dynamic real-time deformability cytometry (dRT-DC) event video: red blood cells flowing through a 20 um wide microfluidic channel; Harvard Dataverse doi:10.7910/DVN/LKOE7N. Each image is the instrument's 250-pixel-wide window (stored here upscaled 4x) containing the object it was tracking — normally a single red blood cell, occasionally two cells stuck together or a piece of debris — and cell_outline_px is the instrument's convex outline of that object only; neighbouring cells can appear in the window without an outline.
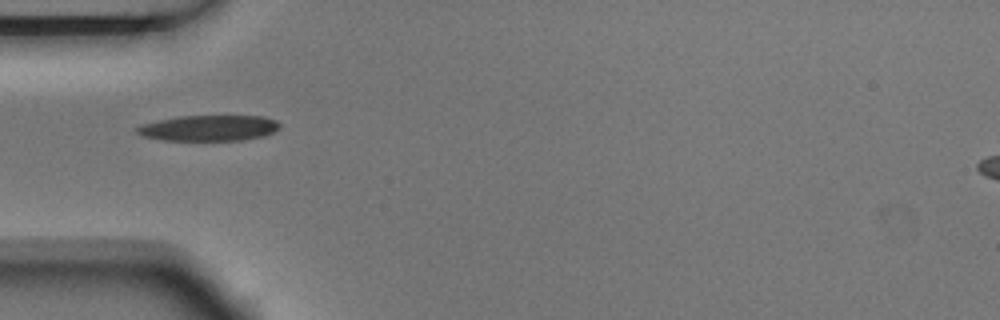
{"species": "Egyptian fruit bat (a non-hibernating species)", "species_latin": "Rousettus aegyptiacus", "temperature_condition": "room temperature", "stored_images_in_passage": 6, "camera_frame_rate_fps": 3000, "um_per_image_px": 0.085, "animal": {"sex": "male"}, "frame": {"image": 1, "passage_image": 1, "time_ms": 0.0, "image_size_px": [1000, 320], "cell_outline_px": [[280, 128], [264, 136], [240, 140], [164, 140], [144, 136], [136, 132], [136, 128], [140, 124], [176, 116], [264, 116], [276, 120], [280, 124]], "centroid_in_image_um": [17.75, 10.87], "position_along_channel_um": 67.2, "area_um2": 21.39}}
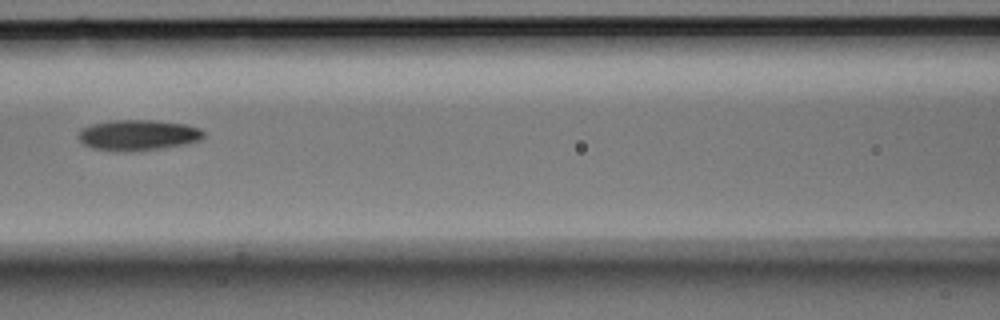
{"frame": {"image": 2, "passage_image": 3, "time_ms": 0.667, "image_size_px": [1000, 320], "cell_outline_px": [[204, 136], [200, 140], [184, 144], [160, 148], [124, 152], [116, 152], [92, 148], [84, 144], [76, 136], [80, 128], [92, 124], [112, 120], [152, 120], [184, 124], [200, 128], [204, 132]], "centroid_in_image_um": [11.68, 11.48], "position_along_channel_um": 154.9, "area_um2": 22.48}}
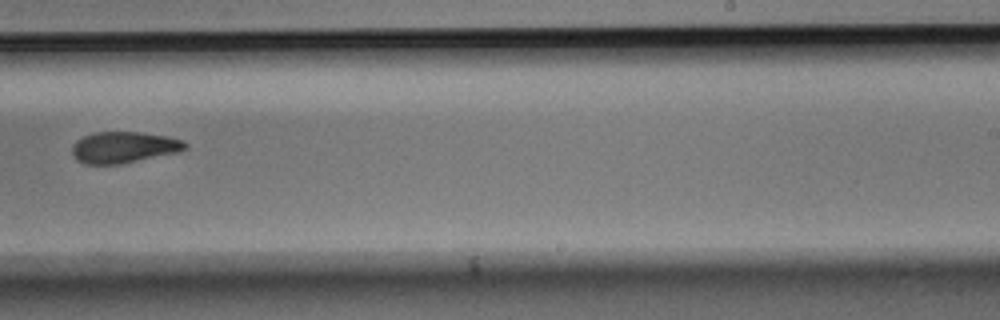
{"frame": {"image": 3, "passage_image": 6, "time_ms": 1.667, "image_size_px": [1000, 320], "cell_outline_px": [[188, 148], [180, 152], [120, 164], [88, 164], [76, 160], [72, 156], [72, 144], [76, 140], [92, 132], [140, 132], [168, 136], [184, 140], [188, 144]], "centroid_in_image_um": [10.54, 12.52], "position_along_channel_um": 278.5, "area_um2": 20.92}}